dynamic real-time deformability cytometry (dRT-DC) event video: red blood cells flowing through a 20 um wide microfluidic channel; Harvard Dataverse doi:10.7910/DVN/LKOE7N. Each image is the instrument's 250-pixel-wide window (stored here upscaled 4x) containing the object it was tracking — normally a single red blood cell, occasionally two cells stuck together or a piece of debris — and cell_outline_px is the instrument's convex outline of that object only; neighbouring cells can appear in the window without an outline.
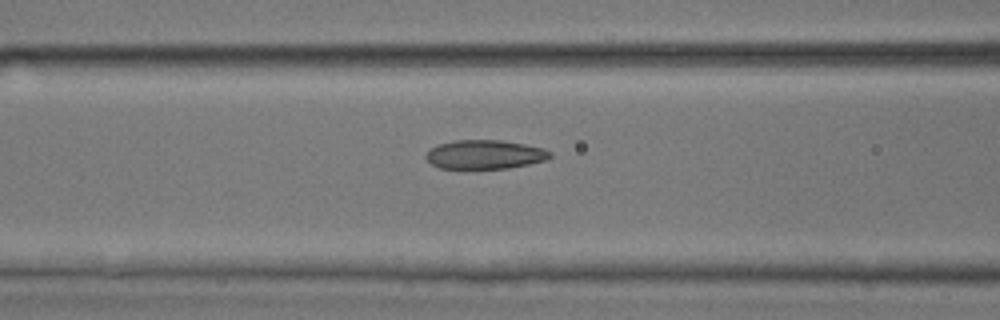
{"species": "common noctule bat (a hibernating species)", "species_latin": "Nyctalus noctula", "temperature_condition": "room temperature", "stored_images_in_passage": 25, "camera_frame_rate_fps": 3000, "um_per_image_px": 0.085, "animal": {"sex": "male", "body_mass_g": 17.9, "forearm_length_mm": 54.2}, "frame": {"image": 1, "passage_image": 21, "time_ms": 6.667, "image_size_px": [1000, 320], "cell_outline_px": [[552, 156], [544, 160], [528, 164], [508, 168], [440, 168], [432, 164], [424, 156], [436, 144], [456, 140], [500, 140], [524, 144], [544, 148], [552, 152]], "centroid_in_image_um": [41.21, 13.12], "position_along_channel_um": 125.4, "area_um2": 20.81}}